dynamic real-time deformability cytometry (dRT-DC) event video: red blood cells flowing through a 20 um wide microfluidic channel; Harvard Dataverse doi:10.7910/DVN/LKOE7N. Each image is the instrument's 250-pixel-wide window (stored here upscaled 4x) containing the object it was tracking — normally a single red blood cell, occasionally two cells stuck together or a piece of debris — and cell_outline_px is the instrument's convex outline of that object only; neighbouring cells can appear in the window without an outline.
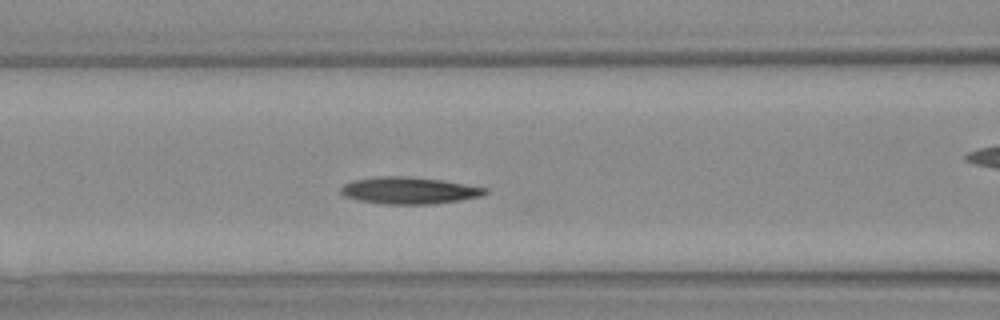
{"species": "Egyptian fruit bat (a non-hibernating species)", "species_latin": "Rousettus aegyptiacus", "temperature_condition": "warm", "stored_images_in_passage": 25, "camera_frame_rate_fps": 3000, "um_per_image_px": 0.085, "animal": {"sex": "female"}, "frame": {"image": 1, "passage_image": 4, "time_ms": 1.0, "image_size_px": [1000, 320], "cell_outline_px": [[488, 192], [484, 196], [460, 200], [432, 204], [384, 204], [360, 200], [344, 196], [340, 192], [340, 188], [344, 184], [352, 180], [380, 176], [408, 176], [440, 180], [488, 188]], "centroid_in_image_um": [34.78, 16.19], "position_along_channel_um": 131.8, "area_um2": 22.6}}